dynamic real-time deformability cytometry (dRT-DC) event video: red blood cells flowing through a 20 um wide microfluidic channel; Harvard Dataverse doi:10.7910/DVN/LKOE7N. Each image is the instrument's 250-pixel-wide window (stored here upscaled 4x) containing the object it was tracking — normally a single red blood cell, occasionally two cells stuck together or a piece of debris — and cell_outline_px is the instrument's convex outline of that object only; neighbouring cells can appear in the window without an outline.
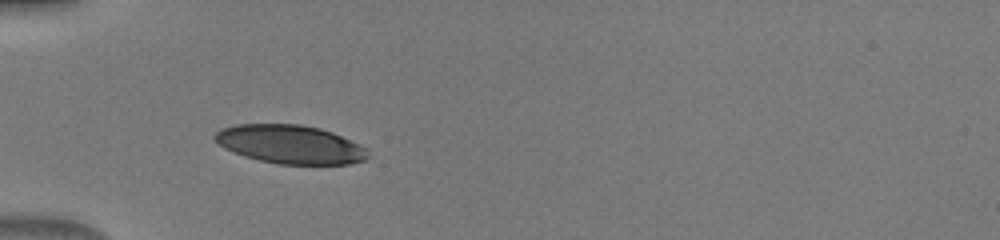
{"species": "human", "species_latin": "Homo sapiens", "temperature_condition": "warm", "stored_images_in_passage": 34, "camera_frame_rate_fps": 3000, "um_per_image_px": 0.085, "donor": {"sex": "male"}, "frame": {"image": 1, "passage_image": 1, "time_ms": 0.0, "image_size_px": [1000, 240], "cell_outline_px": [[372, 156], [364, 160], [348, 164], [280, 164], [260, 160], [244, 156], [224, 148], [212, 136], [220, 128], [236, 124], [300, 124], [320, 128], [332, 132], [360, 144], [368, 148]], "centroid_in_image_um": [24.7, 12.26], "position_along_channel_um": 60.3, "area_um2": 34.62}}
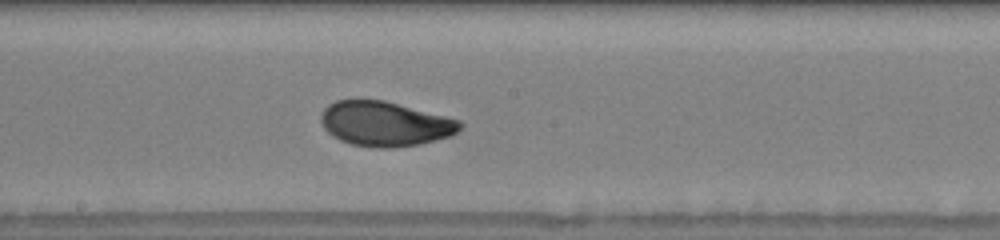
{"frame": {"image": 2, "passage_image": 13, "time_ms": 4.0, "image_size_px": [1000, 240], "cell_outline_px": [[464, 128], [448, 136], [420, 144], [396, 148], [376, 148], [352, 144], [340, 140], [332, 136], [324, 128], [320, 120], [320, 116], [324, 108], [328, 104], [336, 100], [384, 100], [460, 120], [464, 124]], "centroid_in_image_um": [32.72, 10.53], "position_along_channel_um": 215.5, "area_um2": 36.3}}
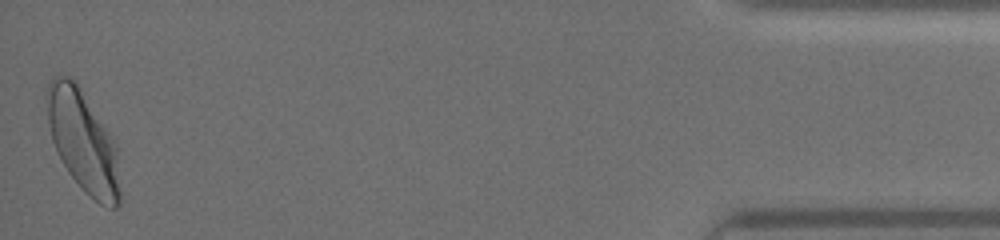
{"frame": {"image": 3, "passage_image": 34, "time_ms": 11.0, "image_size_px": [1000, 240], "cell_outline_px": [[120, 204], [116, 208], [108, 208], [100, 204], [84, 192], [68, 172], [52, 140], [48, 124], [44, 96], [44, 92], [48, 80], [52, 76], [68, 76], [76, 80], [112, 136], [116, 144], [120, 192]], "centroid_in_image_um": [7.03, 11.96], "position_along_channel_um": 428.2, "area_um2": 43.81}}